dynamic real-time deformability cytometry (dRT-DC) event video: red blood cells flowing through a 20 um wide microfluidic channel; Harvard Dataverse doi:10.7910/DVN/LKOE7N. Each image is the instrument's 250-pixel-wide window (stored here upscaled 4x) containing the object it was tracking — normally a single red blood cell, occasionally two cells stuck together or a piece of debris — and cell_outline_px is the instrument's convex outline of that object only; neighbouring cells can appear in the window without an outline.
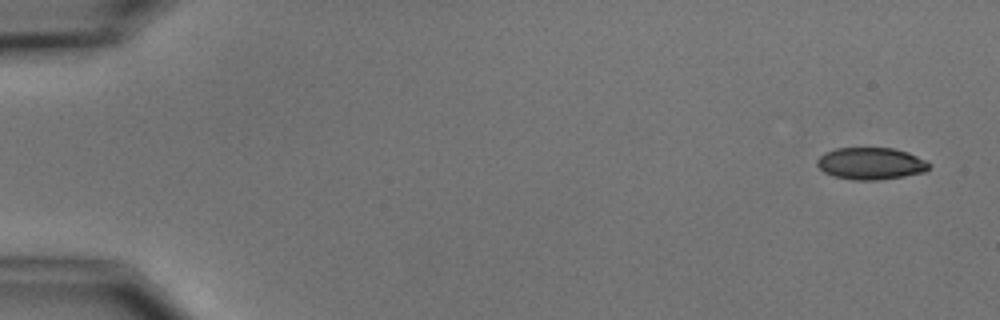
{"species": "common noctule bat (a hibernating species)", "species_latin": "Nyctalus noctula", "temperature_condition": "cold", "stored_images_in_passage": 4, "camera_frame_rate_fps": 3000, "um_per_image_px": 0.085, "animal": {"sex": "male", "body_mass_g": 15.6}, "frame": {"image": 1, "passage_image": 1, "time_ms": 0.0, "image_size_px": [1000, 320], "cell_outline_px": [[932, 164], [924, 172], [904, 176], [876, 180], [852, 180], [832, 176], [824, 172], [816, 164], [816, 160], [824, 152], [836, 148], [892, 148], [908, 152]], "centroid_in_image_um": [73.99, 13.9], "position_along_channel_um": 11.0, "area_um2": 20.92}}